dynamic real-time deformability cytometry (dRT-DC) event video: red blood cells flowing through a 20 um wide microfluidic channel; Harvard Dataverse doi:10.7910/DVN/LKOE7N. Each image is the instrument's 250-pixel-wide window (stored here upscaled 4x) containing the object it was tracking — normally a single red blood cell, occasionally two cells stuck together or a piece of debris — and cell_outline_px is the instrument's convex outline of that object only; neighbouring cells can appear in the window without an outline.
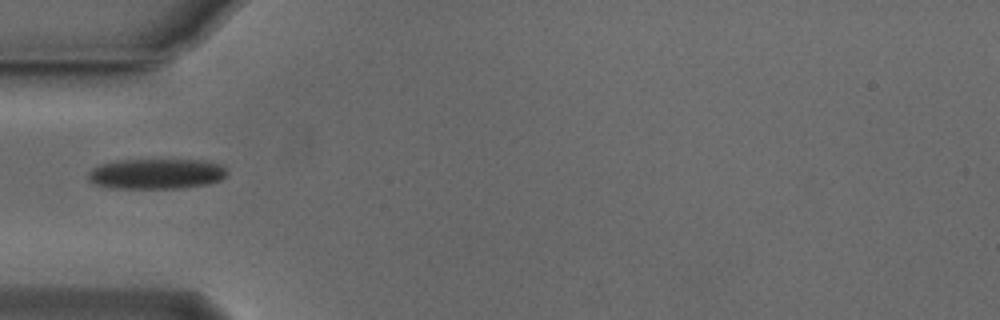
{"species": "Egyptian fruit bat (a non-hibernating species)", "species_latin": "Rousettus aegyptiacus", "temperature_condition": "cold", "stored_images_in_passage": 19, "camera_frame_rate_fps": 3000, "um_per_image_px": 0.085, "animal": {"sex": "male"}, "frame": {"image": 1, "passage_image": 1, "time_ms": 0.0, "image_size_px": [1000, 320], "cell_outline_px": [[224, 176], [220, 180], [208, 184], [180, 188], [112, 188], [92, 184], [88, 180], [88, 172], [92, 168], [100, 164], [116, 160], [204, 160], [220, 164], [224, 168]], "centroid_in_image_um": [13.22, 14.77], "position_along_channel_um": 71.8, "area_um2": 24.57}}
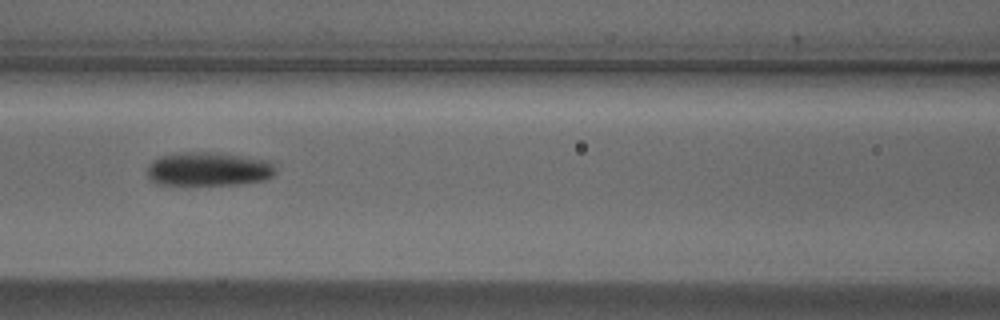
{"frame": {"image": 2, "passage_image": 7, "time_ms": 2.0, "image_size_px": [1000, 320], "cell_outline_px": [[276, 172], [272, 176], [264, 180], [236, 184], [160, 184], [152, 180], [148, 176], [148, 164], [152, 160], [160, 156], [180, 152], [208, 152], [264, 160], [272, 164]], "centroid_in_image_um": [17.67, 14.37], "position_along_channel_um": 148.9, "area_um2": 24.68}}
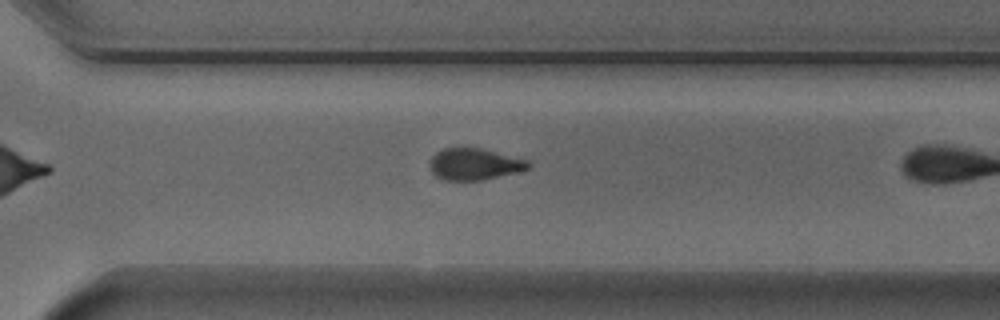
{"frame": {"image": 3, "passage_image": 18, "time_ms": 5.667, "image_size_px": [1000, 320], "cell_outline_px": [[532, 164], [528, 168], [516, 172], [484, 180], [444, 180], [436, 176], [432, 172], [428, 164], [432, 156], [436, 152], [444, 148], [460, 144], [480, 148], [528, 160]], "centroid_in_image_um": [40.27, 13.91], "position_along_channel_um": 330.3, "area_um2": 18.61}}